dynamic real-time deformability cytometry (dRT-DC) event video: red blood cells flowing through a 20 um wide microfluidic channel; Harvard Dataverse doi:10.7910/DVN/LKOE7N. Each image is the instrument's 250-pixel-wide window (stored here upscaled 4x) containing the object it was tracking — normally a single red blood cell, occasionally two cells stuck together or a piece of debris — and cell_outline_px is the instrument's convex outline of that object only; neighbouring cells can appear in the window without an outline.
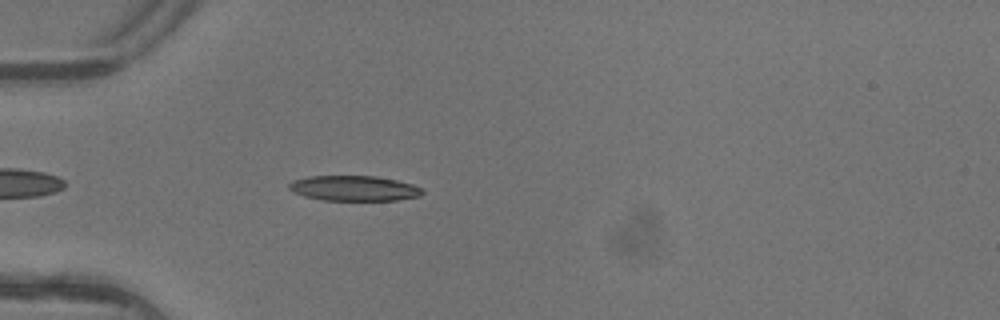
{"species": "common noctule bat (a hibernating species)", "species_latin": "Nyctalus noctula", "temperature_condition": "warm", "stored_images_in_passage": 3, "camera_frame_rate_fps": 3000, "um_per_image_px": 0.085, "animal": {"sex": "female"}, "frame": {"image": 1, "passage_image": 3, "time_ms": 0.667, "image_size_px": [1000, 320], "cell_outline_px": [[424, 192], [420, 196], [396, 200], [324, 200], [304, 196], [292, 192], [288, 188], [288, 184], [292, 180], [308, 176], [376, 176], [396, 180], [412, 184], [420, 188]], "centroid_in_image_um": [30.05, 16.0], "position_along_channel_um": 54.9, "area_um2": 19.59}}